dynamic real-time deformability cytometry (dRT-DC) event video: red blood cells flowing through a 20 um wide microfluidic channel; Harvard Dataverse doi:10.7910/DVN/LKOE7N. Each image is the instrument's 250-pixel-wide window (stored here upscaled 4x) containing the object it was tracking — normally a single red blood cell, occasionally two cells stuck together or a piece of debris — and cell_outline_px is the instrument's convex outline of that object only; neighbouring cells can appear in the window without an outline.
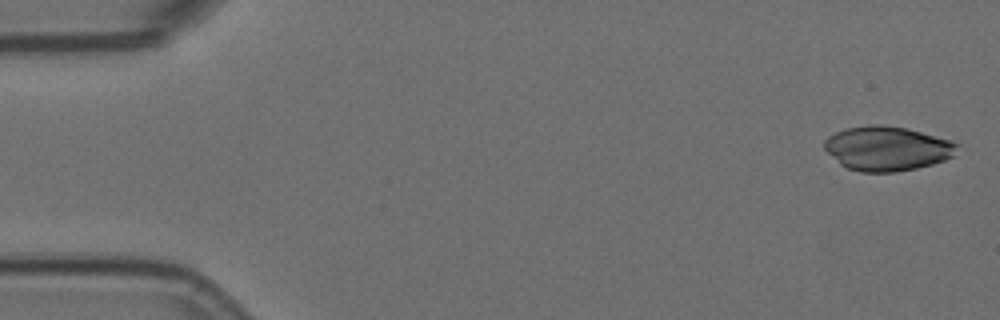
{"species": "Egyptian fruit bat (a non-hibernating species)", "species_latin": "Rousettus aegyptiacus", "temperature_condition": "room temperature", "stored_images_in_passage": 5, "camera_frame_rate_fps": 3000, "um_per_image_px": 0.085, "animal": {"sex": "female"}, "frame": {"image": 1, "passage_image": 1, "time_ms": 0.0, "image_size_px": [1000, 320], "cell_outline_px": [[960, 144], [952, 156], [944, 160], [932, 164], [916, 168], [896, 172], [860, 172], [848, 168], [840, 164], [824, 148], [824, 140], [828, 136], [836, 132], [848, 128], [868, 124], [880, 124], [908, 128], [952, 140]], "centroid_in_image_um": [75.42, 12.61], "position_along_channel_um": 9.6, "area_um2": 34.45}}